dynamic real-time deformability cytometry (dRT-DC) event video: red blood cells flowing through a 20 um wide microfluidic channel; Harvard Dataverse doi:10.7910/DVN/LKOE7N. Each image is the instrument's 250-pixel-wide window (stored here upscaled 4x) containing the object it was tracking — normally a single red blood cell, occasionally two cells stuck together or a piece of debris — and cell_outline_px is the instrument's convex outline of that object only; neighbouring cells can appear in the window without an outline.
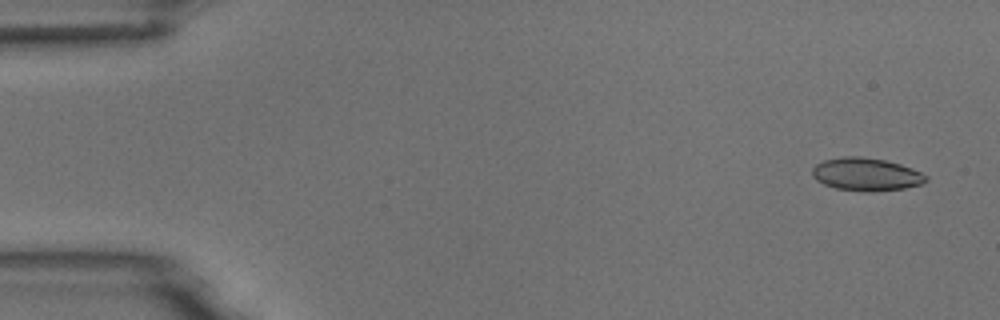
{"species": "common noctule bat (a hibernating species)", "species_latin": "Nyctalus noctula", "temperature_condition": "room temperature", "stored_images_in_passage": 4, "camera_frame_rate_fps": 3000, "um_per_image_px": 0.085, "animal": {"sex": "male", "body_mass_g": 18.8}, "frame": {"image": 1, "passage_image": 1, "time_ms": 0.0, "image_size_px": [1000, 320], "cell_outline_px": [[928, 180], [920, 184], [904, 188], [872, 192], [864, 192], [836, 188], [824, 184], [816, 180], [812, 176], [812, 168], [816, 164], [824, 160], [844, 156], [860, 156], [884, 160], [900, 164], [912, 168], [928, 176]], "centroid_in_image_um": [73.61, 14.82], "position_along_channel_um": 11.4, "area_um2": 21.85}}
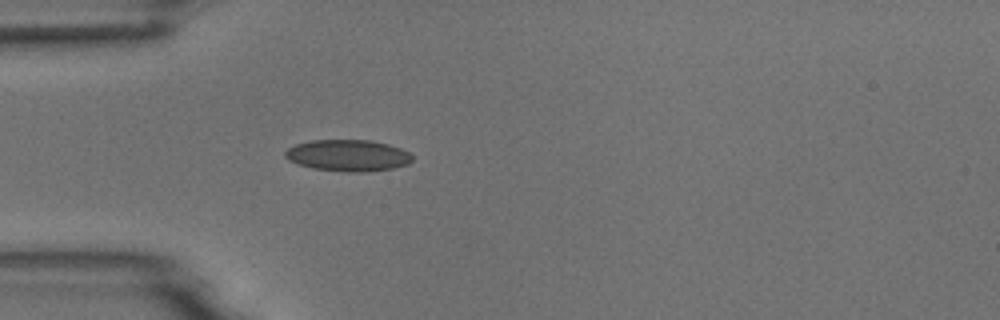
{"frame": {"image": 2, "passage_image": 4, "time_ms": 4.333, "image_size_px": [1000, 320], "cell_outline_px": [[412, 160], [408, 164], [392, 168], [364, 172], [344, 172], [312, 168], [288, 160], [284, 156], [284, 152], [288, 148], [296, 144], [312, 140], [372, 140], [388, 144], [400, 148], [408, 152], [412, 156]], "centroid_in_image_um": [29.57, 13.21], "position_along_channel_um": 55.4, "area_um2": 23.35}}